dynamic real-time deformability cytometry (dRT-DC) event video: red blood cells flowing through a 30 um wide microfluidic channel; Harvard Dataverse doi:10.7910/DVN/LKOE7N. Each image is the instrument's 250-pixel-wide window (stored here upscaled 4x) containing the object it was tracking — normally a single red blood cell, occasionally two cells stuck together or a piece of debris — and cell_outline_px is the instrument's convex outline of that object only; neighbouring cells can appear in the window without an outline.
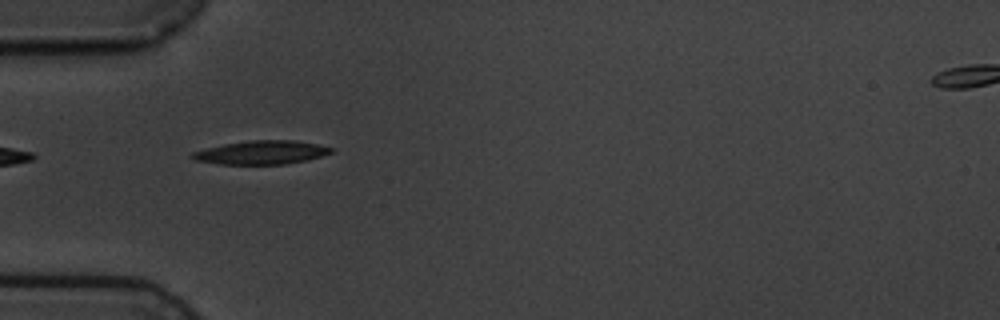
{"species": "common noctule bat (a hibernating species)", "species_latin": "Nyctalus noctula", "temperature_condition": "cold", "stored_images_in_passage": 11, "camera_frame_rate_fps": 3000, "um_per_image_px": 0.085, "animal": {"sex": "male", "body_mass_g": 19.5, "forearm_length_mm": 54.6}, "frame": {"image": 1, "passage_image": 1, "time_ms": 0.0, "image_size_px": [1000, 320], "cell_outline_px": [[336, 148], [332, 152], [308, 160], [284, 164], [220, 164], [196, 160], [188, 156], [192, 152], [224, 144], [252, 140], [296, 140]], "centroid_in_image_um": [22.25, 12.96], "position_along_channel_um": 62.8, "area_um2": 19.02}}
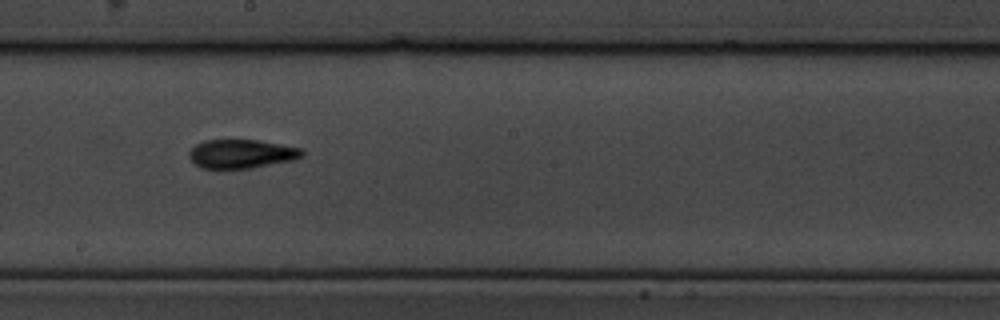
{"frame": {"image": 2, "passage_image": 5, "time_ms": 4.667, "image_size_px": [1000, 320], "cell_outline_px": [[304, 156], [292, 160], [248, 168], [200, 168], [188, 156], [188, 152], [196, 144], [204, 140], [260, 140], [304, 148]], "centroid_in_image_um": [20.54, 13.06], "position_along_channel_um": 227.7, "area_um2": 18.96}}
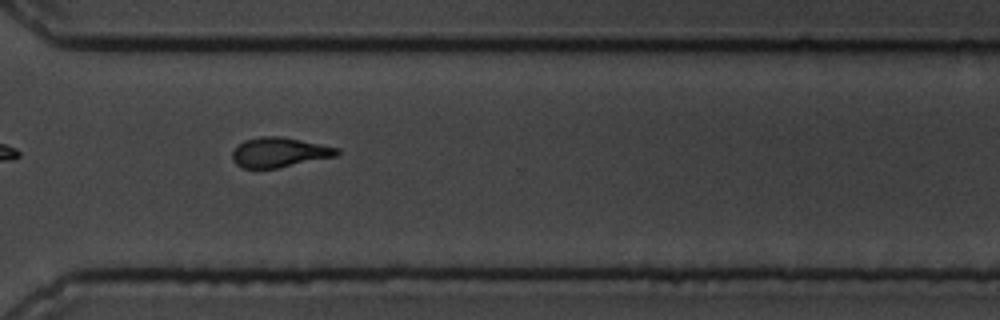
{"frame": {"image": 3, "passage_image": 8, "time_ms": 8.0, "image_size_px": [1000, 320], "cell_outline_px": [[340, 152], [336, 156], [276, 168], [244, 168], [236, 164], [232, 160], [232, 152], [236, 144], [244, 140], [260, 136], [280, 136], [340, 148]], "centroid_in_image_um": [23.7, 12.94], "position_along_channel_um": 346.9, "area_um2": 18.15}, "authors_computed_cell_mechanics": {"area_um2": 18.785, "velocity_mm_per_s": 3.5841, "shape_relaxation_time_tau1_ms": 3.5263, "shape_relaxation_time_tau2_ms": 3.095, "deformation_change_tau1": 0.1307, "deformation_change_tau2": 0.097}}